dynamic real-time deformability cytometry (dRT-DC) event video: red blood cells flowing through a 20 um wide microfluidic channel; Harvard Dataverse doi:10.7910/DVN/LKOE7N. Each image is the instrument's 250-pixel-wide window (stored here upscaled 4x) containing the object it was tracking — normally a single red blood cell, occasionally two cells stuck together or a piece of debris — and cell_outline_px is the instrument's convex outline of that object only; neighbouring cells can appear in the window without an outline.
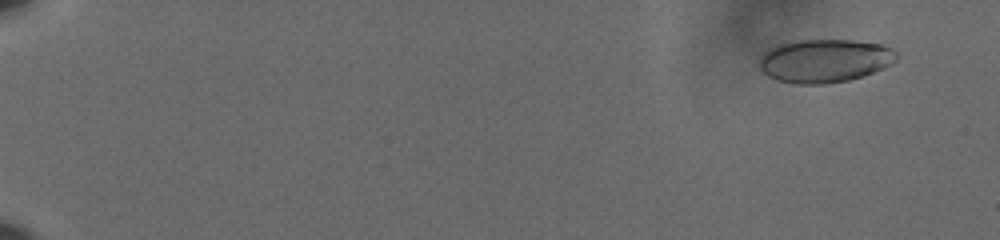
{"species": "human", "species_latin": "Homo sapiens", "temperature_condition": "cold", "stored_images_in_passage": 56, "camera_frame_rate_fps": 3000, "um_per_image_px": 0.085, "donor": {"sex": "male"}, "frame": {"image": 1, "passage_image": 1, "time_ms": 0.0, "image_size_px": [1000, 240], "cell_outline_px": [[900, 56], [892, 64], [884, 68], [848, 80], [824, 84], [796, 84], [776, 80], [768, 76], [760, 68], [760, 56], [768, 48], [776, 44], [796, 40], [852, 40], [884, 44], [892, 48]], "centroid_in_image_um": [70.1, 5.15], "position_along_channel_um": 14.9, "area_um2": 34.97}}
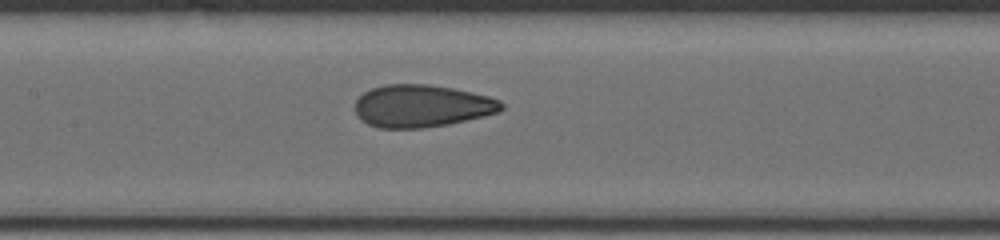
{"frame": {"image": 2, "passage_image": 29, "time_ms": 9.333, "image_size_px": [1000, 240], "cell_outline_px": [[504, 108], [500, 112], [484, 116], [448, 124], [424, 128], [380, 128], [368, 124], [360, 120], [356, 116], [356, 100], [364, 92], [372, 88], [384, 84], [428, 84], [452, 88], [472, 92], [488, 96], [500, 100], [504, 104]], "centroid_in_image_um": [35.86, 9.01], "position_along_channel_um": 171.5, "area_um2": 36.36}}
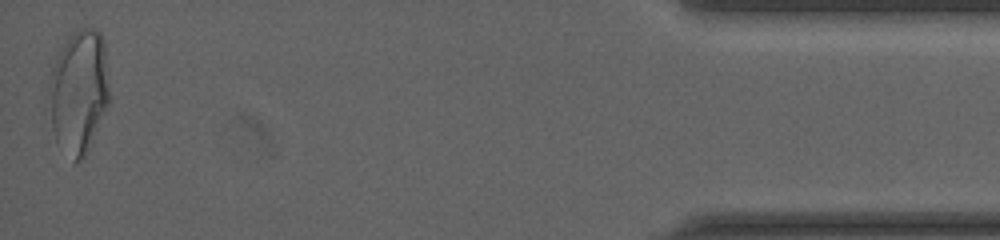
{"frame": {"image": 3, "passage_image": 56, "time_ms": 18.333, "image_size_px": [1000, 240], "cell_outline_px": [[108, 108], [88, 152], [84, 160], [76, 164], [56, 144], [44, 108], [48, 84], [52, 68], [68, 36], [72, 32], [80, 28], [96, 28], [100, 32], [104, 40], [108, 88]], "centroid_in_image_um": [6.64, 7.89], "position_along_channel_um": 428.6, "area_um2": 45.14}, "authors_computed_cell_mechanics": {"area_um2": 35.8649, "velocity_mm_per_s": 3.6385, "shape_relaxation_time_tau1_ms": 7.7985, "shape_relaxation_time_tau2_ms": 0.9778, "deformation_change_tau1": 0.1774, "deformation_change_tau2": 0.0742}}